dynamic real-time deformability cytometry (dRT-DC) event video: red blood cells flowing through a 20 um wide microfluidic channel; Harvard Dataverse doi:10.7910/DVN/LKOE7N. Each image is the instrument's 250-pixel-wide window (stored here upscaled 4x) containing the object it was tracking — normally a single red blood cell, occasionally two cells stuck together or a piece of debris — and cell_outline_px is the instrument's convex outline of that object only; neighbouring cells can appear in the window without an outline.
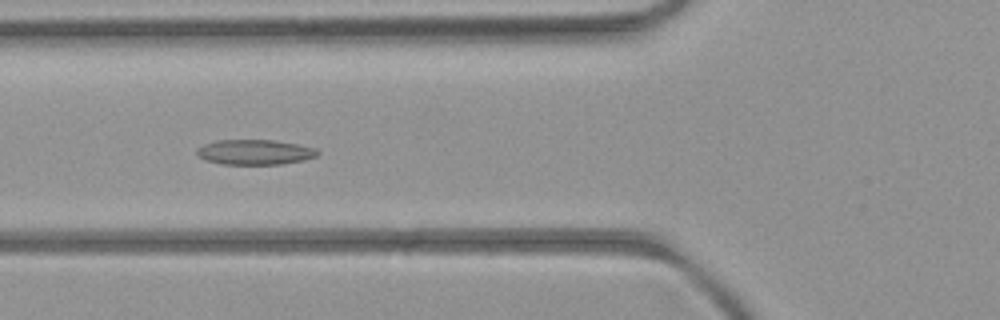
{"species": "common noctule bat (a hibernating species)", "species_latin": "Nyctalus noctula", "temperature_condition": "room temperature", "stored_images_in_passage": 46, "camera_frame_rate_fps": 3000, "um_per_image_px": 0.085, "animal": {"sex": "female", "body_mass_g": 21.9}, "frame": {"image": 1, "passage_image": 12, "time_ms": 3.667, "image_size_px": [1000, 320], "cell_outline_px": [[320, 152], [316, 156], [304, 160], [280, 164], [224, 164], [208, 160], [200, 156], [196, 152], [196, 148], [204, 144], [216, 140], [276, 140], [316, 148]], "centroid_in_image_um": [21.68, 12.92], "position_along_channel_um": 104.1, "area_um2": 17.51}}
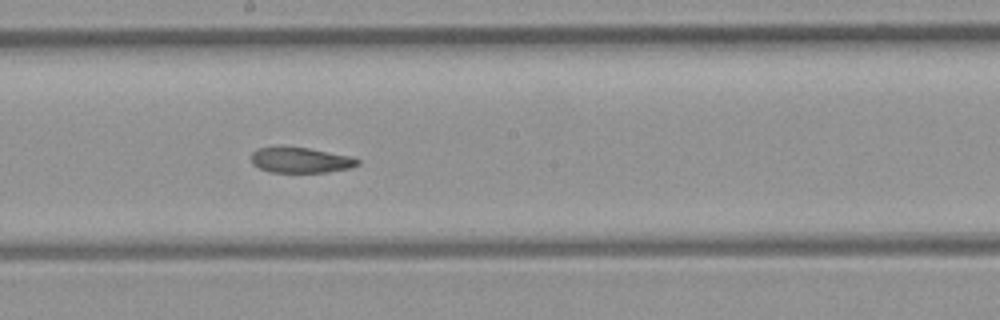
{"frame": {"image": 2, "passage_image": 21, "time_ms": 6.667, "image_size_px": [1000, 320], "cell_outline_px": [[360, 164], [352, 168], [328, 172], [272, 172], [260, 168], [252, 164], [252, 152], [256, 148], [308, 148], [352, 156], [360, 160]], "centroid_in_image_um": [25.62, 13.63], "position_along_channel_um": 222.6, "area_um2": 15.61}}
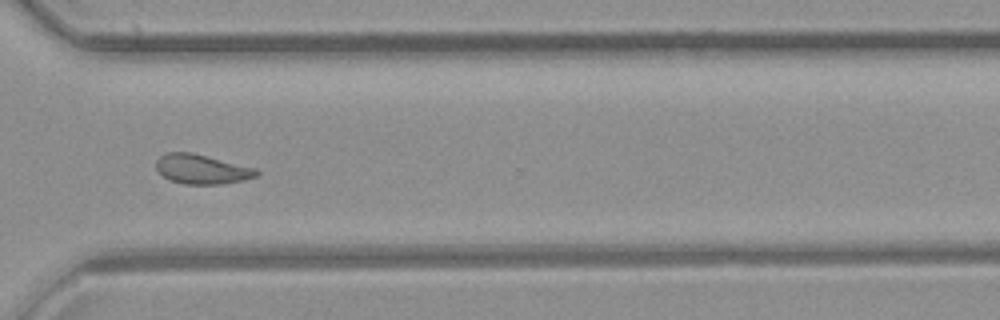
{"frame": {"image": 3, "passage_image": 31, "time_ms": 10.0, "image_size_px": [1000, 320], "cell_outline_px": [[260, 172], [256, 176], [244, 180], [224, 184], [184, 184], [172, 180], [164, 176], [156, 168], [156, 160], [160, 156], [168, 152], [192, 152], [256, 168]], "centroid_in_image_um": [17.17, 14.37], "position_along_channel_um": 353.4, "area_um2": 17.22}, "authors_computed_cell_mechanics": {"area_um2": 17.8024, "velocity_mm_per_s": 3.9338, "shape_relaxation_time_tau1_ms": null, "shape_relaxation_time_tau2_ms": 3.5609, "deformation_change_tau1": null, "deformation_change_tau2": 0.088}}